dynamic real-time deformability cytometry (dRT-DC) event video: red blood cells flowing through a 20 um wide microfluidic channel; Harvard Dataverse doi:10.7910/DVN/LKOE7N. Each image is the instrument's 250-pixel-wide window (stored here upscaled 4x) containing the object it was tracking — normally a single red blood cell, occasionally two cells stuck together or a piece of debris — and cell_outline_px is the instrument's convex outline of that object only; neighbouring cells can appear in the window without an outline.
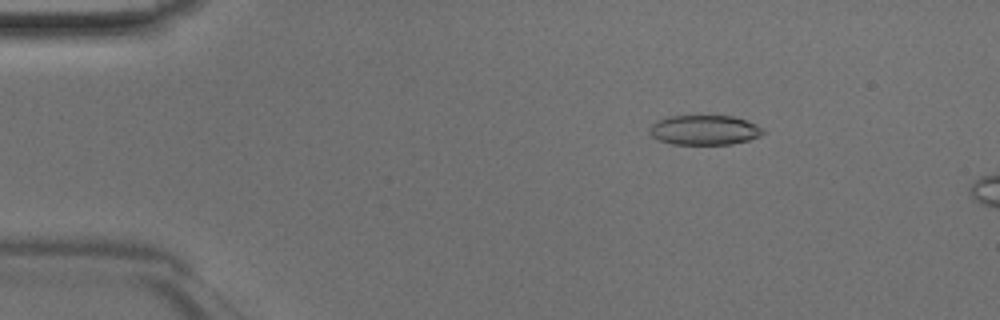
{"species": "Egyptian fruit bat (a non-hibernating species)", "species_latin": "Rousettus aegyptiacus", "temperature_condition": "room temperature", "stored_images_in_passage": 46, "camera_frame_rate_fps": 3000, "um_per_image_px": 0.085, "animal": {"sex": "male"}, "frame": {"image": 1, "passage_image": 7, "time_ms": 2.0, "image_size_px": [1000, 320], "cell_outline_px": [[764, 132], [760, 136], [748, 140], [732, 144], [672, 144], [660, 140], [652, 136], [648, 132], [648, 128], [656, 120], [668, 116], [732, 116], [748, 120], [764, 128]], "centroid_in_image_um": [59.87, 11.04], "position_along_channel_um": 25.1, "area_um2": 19.83}}
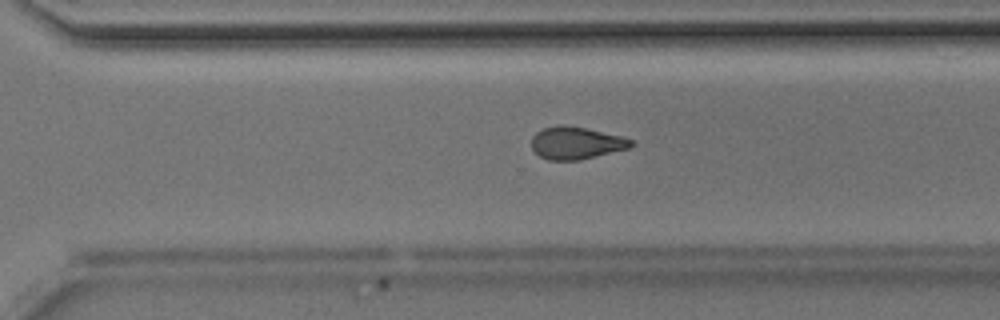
{"frame": {"image": 2, "passage_image": 32, "time_ms": 10.333, "image_size_px": [1000, 320], "cell_outline_px": [[636, 144], [632, 148], [580, 160], [548, 160], [540, 156], [532, 148], [532, 136], [536, 132], [544, 128], [560, 124], [568, 124], [588, 128], [620, 136], [632, 140]], "centroid_in_image_um": [49.0, 12.14], "position_along_channel_um": 321.6, "area_um2": 19.07}}
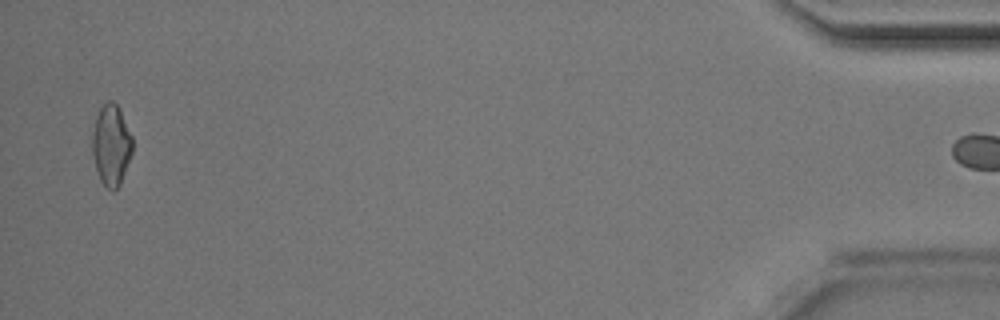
{"frame": {"image": 3, "passage_image": 45, "time_ms": 14.667, "image_size_px": [1000, 320], "cell_outline_px": [[132, 152], [120, 184], [112, 192], [100, 180], [96, 168], [92, 152], [92, 132], [96, 116], [100, 108], [108, 100], [112, 100], [116, 104], [132, 136]], "centroid_in_image_um": [9.44, 12.33], "position_along_channel_um": 425.8, "area_um2": 18.67}}